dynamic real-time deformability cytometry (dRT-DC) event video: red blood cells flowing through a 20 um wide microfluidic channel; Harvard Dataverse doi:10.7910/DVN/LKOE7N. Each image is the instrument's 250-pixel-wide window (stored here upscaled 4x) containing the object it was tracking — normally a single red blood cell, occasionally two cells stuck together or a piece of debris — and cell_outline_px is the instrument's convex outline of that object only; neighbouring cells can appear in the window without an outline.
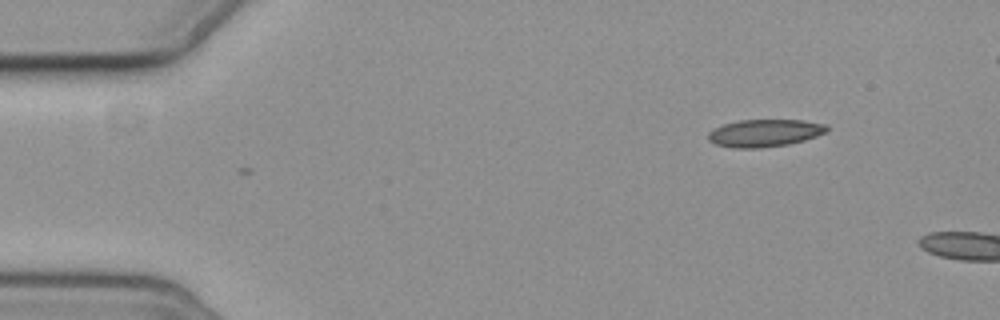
{"species": "common noctule bat (a hibernating species)", "species_latin": "Nyctalus noctula", "temperature_condition": "cold", "stored_images_in_passage": 2, "camera_frame_rate_fps": 3000, "um_per_image_px": 0.085, "animal": {"sex": "female", "body_mass_g": 19.3, "forearm_length_mm": 54.1}, "frame": {"image": 1, "passage_image": 2, "time_ms": 1.333, "image_size_px": [1000, 320], "cell_outline_px": [[828, 132], [804, 140], [788, 144], [760, 148], [732, 148], [716, 144], [708, 140], [708, 132], [712, 128], [724, 124], [740, 120], [804, 120], [828, 124]], "centroid_in_image_um": [65.0, 11.3], "position_along_channel_um": 20.0, "area_um2": 19.13}}